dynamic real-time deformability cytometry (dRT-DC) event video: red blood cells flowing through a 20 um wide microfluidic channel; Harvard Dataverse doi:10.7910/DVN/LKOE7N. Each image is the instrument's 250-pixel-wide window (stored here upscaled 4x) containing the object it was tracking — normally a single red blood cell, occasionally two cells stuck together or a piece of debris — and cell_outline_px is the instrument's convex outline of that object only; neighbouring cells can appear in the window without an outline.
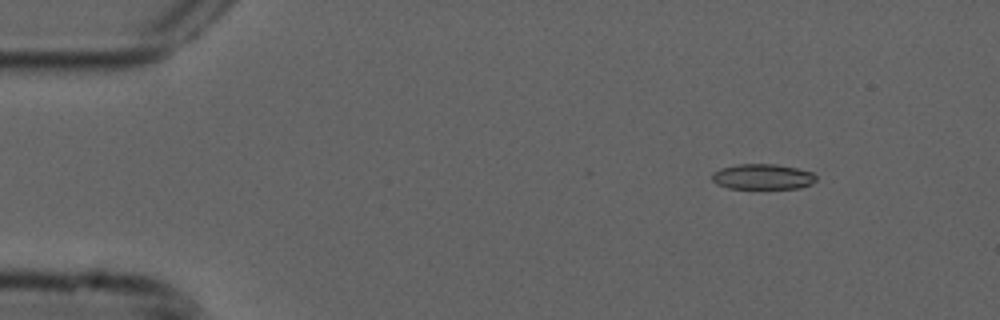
{"species": "common noctule bat (a hibernating species)", "species_latin": "Nyctalus noctula", "temperature_condition": "cold", "stored_images_in_passage": 53, "camera_frame_rate_fps": 3000, "um_per_image_px": 0.085, "animal": {"sex": "male", "forearm_length_mm": 52.5}, "frame": {"image": 1, "passage_image": 6, "time_ms": 1.667, "image_size_px": [1000, 320], "cell_outline_px": [[816, 180], [812, 184], [800, 188], [728, 188], [716, 184], [712, 180], [712, 172], [720, 168], [736, 164], [776, 164], [796, 168], [812, 172], [816, 176]], "centroid_in_image_um": [64.81, 15.01], "position_along_channel_um": 20.2, "area_um2": 15.49}}
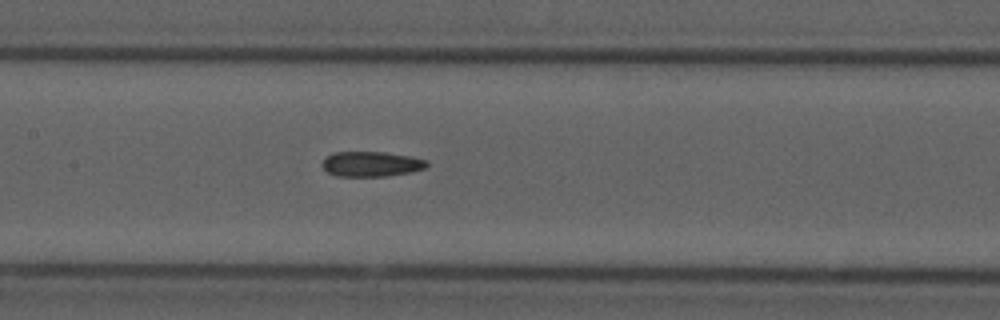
{"frame": {"image": 2, "passage_image": 25, "time_ms": 8.0, "image_size_px": [1000, 320], "cell_outline_px": [[428, 164], [424, 168], [412, 172], [388, 176], [336, 176], [328, 172], [320, 164], [324, 156], [332, 152], [384, 152], [412, 156], [428, 160]], "centroid_in_image_um": [31.53, 13.93], "position_along_channel_um": 175.9, "area_um2": 15.55}}
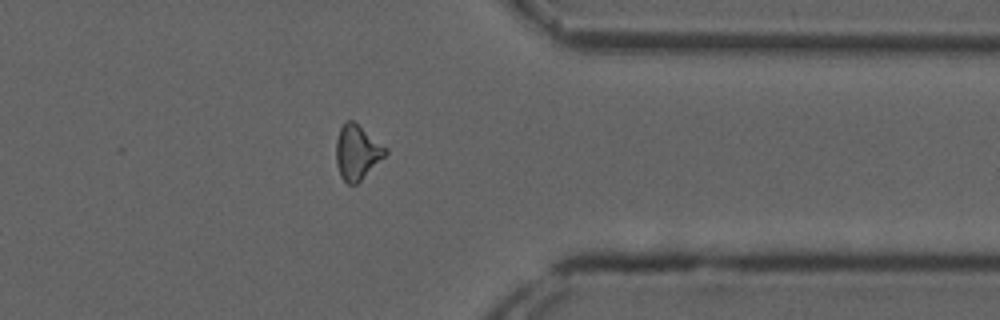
{"frame": {"image": 3, "passage_image": 42, "time_ms": 13.667, "image_size_px": [1000, 320], "cell_outline_px": [[388, 152], [356, 184], [348, 184], [340, 176], [336, 164], [336, 140], [340, 128], [344, 120], [352, 120], [388, 148]], "centroid_in_image_um": [30.33, 12.92], "position_along_channel_um": 381.1, "area_um2": 15.55}, "authors_computed_cell_mechanics": {"area_um2": 15.7216, "velocity_mm_per_s": 3.7995, "shape_relaxation_time_tau1_ms": null, "shape_relaxation_time_tau2_ms": 4.0781, "deformation_change_tau1": null, "deformation_change_tau2": 0.1249}}